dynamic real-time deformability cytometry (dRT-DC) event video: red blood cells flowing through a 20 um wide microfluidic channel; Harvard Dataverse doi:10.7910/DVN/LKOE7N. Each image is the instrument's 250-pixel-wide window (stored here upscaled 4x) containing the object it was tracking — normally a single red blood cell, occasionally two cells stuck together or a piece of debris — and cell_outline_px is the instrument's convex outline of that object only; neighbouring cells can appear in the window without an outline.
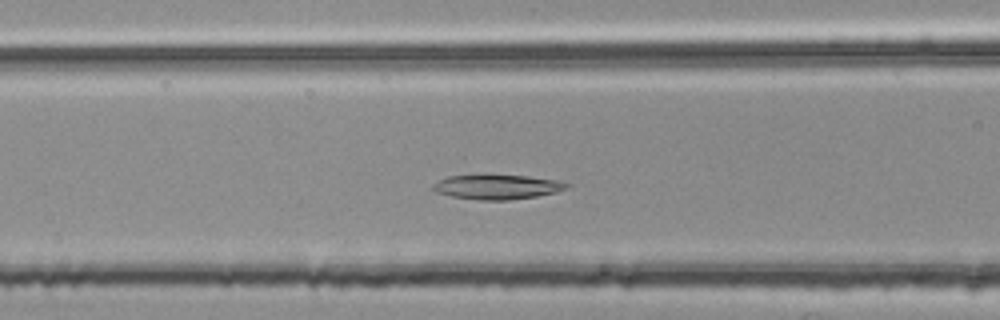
{"species": "common noctule bat (a hibernating species)", "species_latin": "Nyctalus noctula", "temperature_condition": "room temperature", "stored_images_in_passage": 47, "camera_frame_rate_fps": 3000, "um_per_image_px": 0.085, "animal": {"sex": "female", "body_mass_g": 25.1}, "frame": {"image": 1, "passage_image": 17, "time_ms": 5.333, "image_size_px": [1000, 320], "cell_outline_px": [[572, 188], [556, 192], [536, 196], [508, 200], [476, 200], [452, 196], [436, 192], [432, 188], [432, 184], [448, 176], [528, 176], [556, 180], [572, 184]], "centroid_in_image_um": [42.32, 15.9], "position_along_channel_um": 124.3, "area_um2": 18.96}}
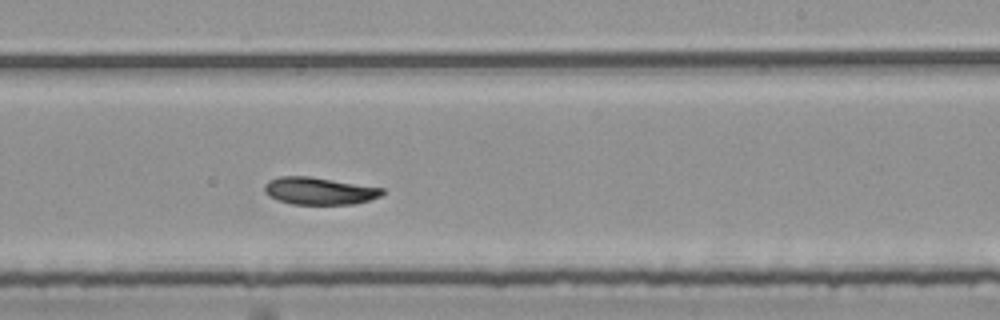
{"frame": {"image": 2, "passage_image": 28, "time_ms": 9.0, "image_size_px": [1000, 320], "cell_outline_px": [[384, 192], [380, 196], [368, 200], [352, 204], [292, 204], [276, 200], [268, 196], [264, 192], [264, 184], [268, 180], [280, 176], [308, 176], [384, 188]], "centroid_in_image_um": [27.08, 16.23], "position_along_channel_um": 261.9, "area_um2": 18.73}}
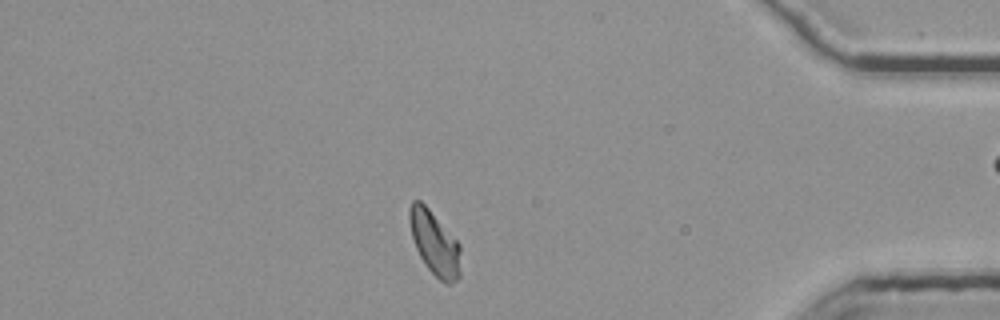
{"frame": {"image": 3, "passage_image": 42, "time_ms": 13.667, "image_size_px": [1000, 320], "cell_outline_px": [[460, 276], [452, 284], [444, 284], [428, 268], [420, 256], [416, 248], [412, 236], [408, 220], [408, 208], [412, 200], [420, 200], [428, 208], [460, 244]], "centroid_in_image_um": [36.93, 20.67], "position_along_channel_um": 398.3, "area_um2": 19.02}}